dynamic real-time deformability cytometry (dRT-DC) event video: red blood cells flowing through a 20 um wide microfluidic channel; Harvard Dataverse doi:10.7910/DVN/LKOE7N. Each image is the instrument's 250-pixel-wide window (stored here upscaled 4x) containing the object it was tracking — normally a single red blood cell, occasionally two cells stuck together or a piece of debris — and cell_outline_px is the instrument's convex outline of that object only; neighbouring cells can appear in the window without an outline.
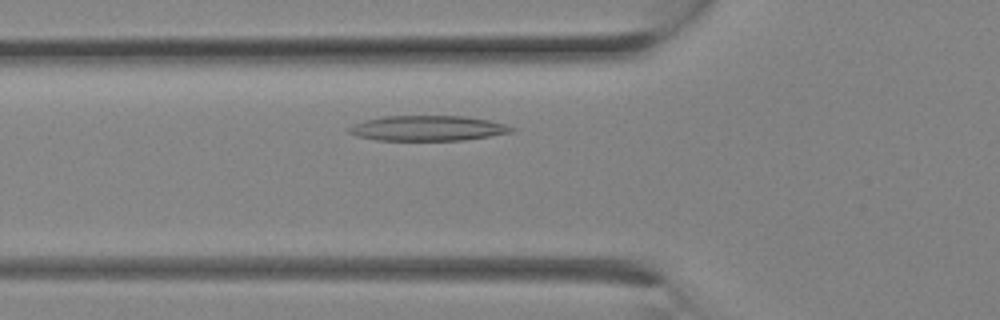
{"species": "Egyptian fruit bat (a non-hibernating species)", "species_latin": "Rousettus aegyptiacus", "temperature_condition": "room temperature", "stored_images_in_passage": 8, "camera_frame_rate_fps": 3000, "um_per_image_px": 0.085, "animal": {"sex": "female"}, "frame": {"image": 1, "passage_image": 3, "time_ms": 0.667, "image_size_px": [1000, 320], "cell_outline_px": [[516, 132], [464, 140], [376, 140], [356, 136], [348, 132], [348, 128], [352, 124], [364, 120], [384, 116], [464, 116], [488, 120], [504, 124], [516, 128]], "centroid_in_image_um": [36.36, 10.9], "position_along_channel_um": 89.4, "area_um2": 23.99}}
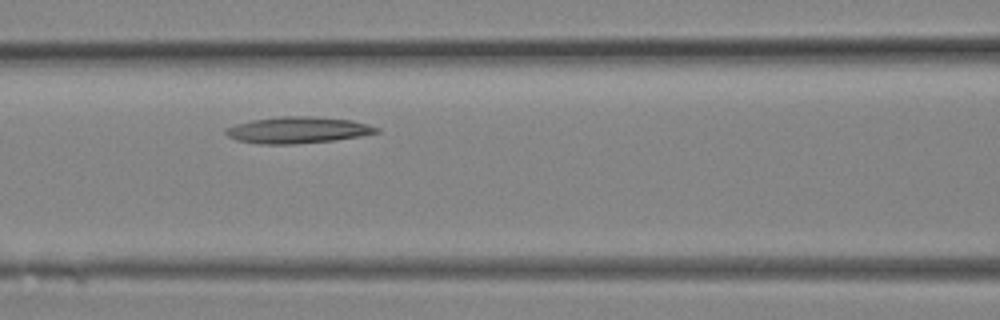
{"frame": {"image": 2, "passage_image": 5, "time_ms": 1.333, "image_size_px": [1000, 320], "cell_outline_px": [[380, 132], [360, 136], [336, 140], [292, 144], [260, 144], [236, 140], [228, 136], [224, 132], [224, 128], [236, 124], [252, 120], [280, 116], [312, 116], [352, 120], [368, 124], [380, 128]], "centroid_in_image_um": [25.31, 11.05], "position_along_channel_um": 141.3, "area_um2": 23.35}}
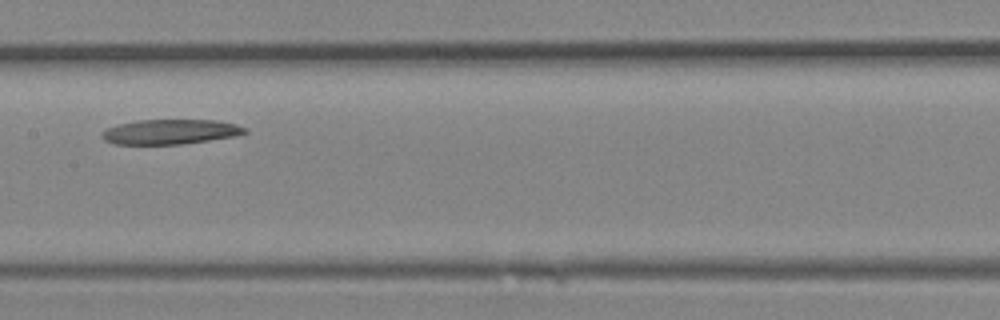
{"frame": {"image": 3, "passage_image": 7, "time_ms": 2.0, "image_size_px": [1000, 320], "cell_outline_px": [[248, 132], [236, 136], [180, 144], [112, 144], [104, 140], [100, 136], [100, 132], [104, 128], [136, 120], [216, 120], [236, 124], [248, 128]], "centroid_in_image_um": [14.44, 11.2], "position_along_channel_um": 193.0, "area_um2": 20.87}}